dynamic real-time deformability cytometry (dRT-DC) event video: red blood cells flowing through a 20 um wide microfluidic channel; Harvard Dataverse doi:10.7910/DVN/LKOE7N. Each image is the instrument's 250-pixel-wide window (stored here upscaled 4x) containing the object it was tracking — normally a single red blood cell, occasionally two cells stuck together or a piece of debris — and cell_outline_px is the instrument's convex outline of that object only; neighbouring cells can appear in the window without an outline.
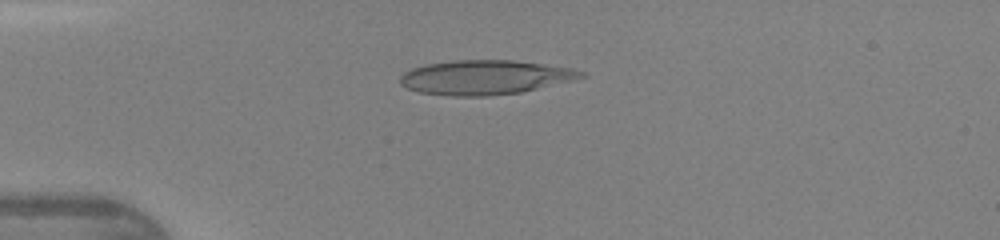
{"species": "human", "species_latin": "Homo sapiens", "temperature_condition": "warm", "stored_images_in_passage": 38, "camera_frame_rate_fps": 3000, "um_per_image_px": 0.085, "donor": {"sex": "female"}, "frame": {"image": 1, "passage_image": 4, "time_ms": 1.0, "image_size_px": [1000, 240], "cell_outline_px": [[588, 76], [576, 80], [520, 92], [488, 96], [452, 96], [420, 92], [408, 88], [400, 84], [400, 76], [404, 72], [412, 68], [424, 64], [452, 60], [512, 60], [572, 68], [588, 72]], "centroid_in_image_um": [41.26, 6.57], "position_along_channel_um": 43.7, "area_um2": 36.47}}
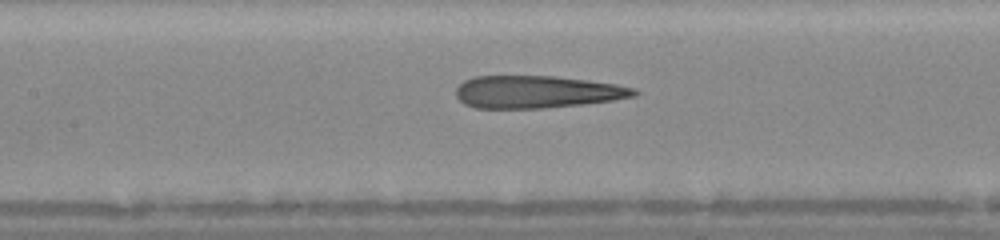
{"frame": {"image": 2, "passage_image": 14, "time_ms": 4.333, "image_size_px": [1000, 240], "cell_outline_px": [[640, 92], [636, 96], [612, 100], [580, 104], [540, 108], [476, 108], [464, 104], [456, 96], [456, 88], [464, 80], [472, 76], [556, 76], [588, 80], [616, 84], [636, 88]], "centroid_in_image_um": [45.63, 7.8], "position_along_channel_um": 161.8, "area_um2": 33.7}}
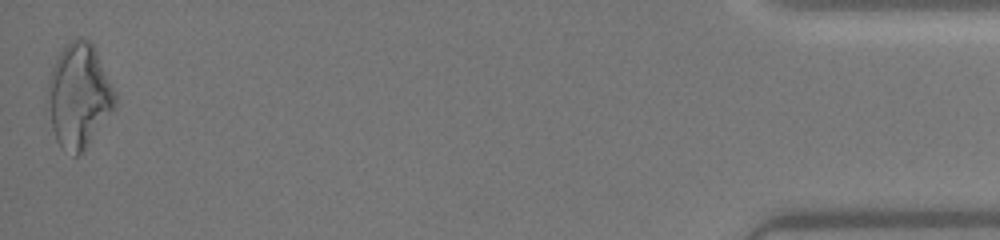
{"frame": {"image": 3, "passage_image": 38, "time_ms": 12.333, "image_size_px": [1000, 240], "cell_outline_px": [[116, 108], [84, 148], [76, 156], [72, 156], [60, 148], [56, 140], [52, 128], [48, 100], [48, 80], [52, 64], [56, 56], [64, 44], [76, 36], [88, 40], [92, 44], [116, 92]], "centroid_in_image_um": [6.69, 8.11], "position_along_channel_um": 428.5, "area_um2": 40.92}, "authors_computed_cell_mechanics": {"area_um2": 34.6511, "velocity_mm_per_s": 4.3615, "shape_relaxation_time_tau1_ms": null, "shape_relaxation_time_tau2_ms": 2.0926, "deformation_change_tau1": null, "deformation_change_tau2": 0.1503}}